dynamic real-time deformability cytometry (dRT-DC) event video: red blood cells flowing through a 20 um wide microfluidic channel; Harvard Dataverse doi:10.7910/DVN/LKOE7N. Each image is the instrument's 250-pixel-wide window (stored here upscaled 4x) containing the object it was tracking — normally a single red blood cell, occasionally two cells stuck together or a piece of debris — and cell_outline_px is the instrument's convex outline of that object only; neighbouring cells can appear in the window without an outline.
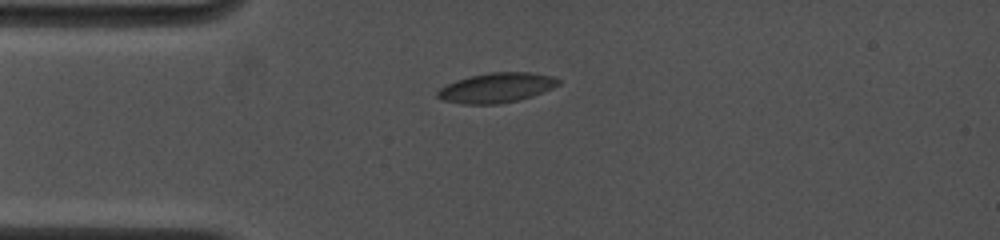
{"species": "common noctule bat (a hibernating species)", "species_latin": "Nyctalus noctula", "temperature_condition": "cold", "stored_images_in_passage": 2, "camera_frame_rate_fps": 4500, "um_per_image_px": 0.085, "animal": {"sex": "female", "body_mass_g": 19.0, "forearm_length_mm": 53.3}, "frame": {"image": 1, "passage_image": 1, "time_ms": 0.0, "image_size_px": [1000, 240], "cell_outline_px": [[560, 84], [544, 92], [532, 96], [500, 104], [460, 104], [444, 100], [436, 96], [436, 92], [440, 88], [456, 80], [468, 76], [492, 72], [532, 72], [552, 76], [560, 80]], "centroid_in_image_um": [42.2, 7.45], "position_along_channel_um": 42.8, "area_um2": 21.04}}